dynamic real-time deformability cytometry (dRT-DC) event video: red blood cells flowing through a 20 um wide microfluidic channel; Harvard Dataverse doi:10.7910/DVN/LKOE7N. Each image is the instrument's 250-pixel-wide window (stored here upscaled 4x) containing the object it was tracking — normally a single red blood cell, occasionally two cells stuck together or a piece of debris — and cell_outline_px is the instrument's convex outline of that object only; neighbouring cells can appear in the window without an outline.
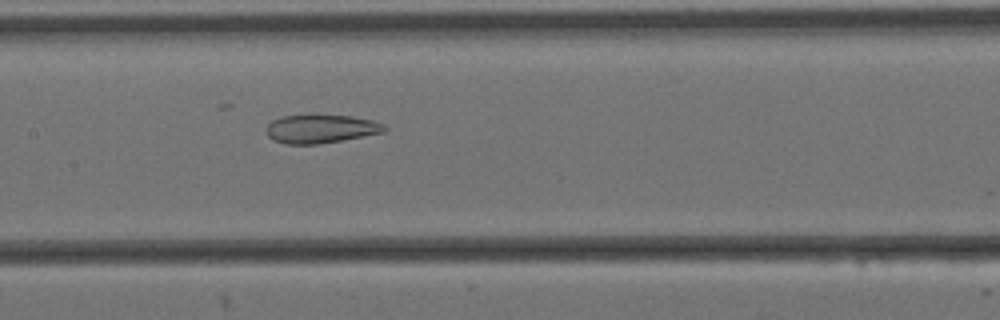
{"species": "Egyptian fruit bat (a non-hibernating species)", "species_latin": "Rousettus aegyptiacus", "temperature_condition": "cold", "stored_images_in_passage": 7, "camera_frame_rate_fps": 3000, "um_per_image_px": 0.085, "animal": {"sex": "female"}, "frame": {"image": 1, "passage_image": 6, "time_ms": 1.667, "image_size_px": [1000, 320], "cell_outline_px": [[388, 128], [384, 132], [340, 140], [316, 144], [284, 144], [272, 140], [264, 132], [264, 128], [272, 120], [280, 116], [352, 116], [372, 120], [384, 124]], "centroid_in_image_um": [27.21, 10.96], "position_along_channel_um": 180.2, "area_um2": 19.48}}